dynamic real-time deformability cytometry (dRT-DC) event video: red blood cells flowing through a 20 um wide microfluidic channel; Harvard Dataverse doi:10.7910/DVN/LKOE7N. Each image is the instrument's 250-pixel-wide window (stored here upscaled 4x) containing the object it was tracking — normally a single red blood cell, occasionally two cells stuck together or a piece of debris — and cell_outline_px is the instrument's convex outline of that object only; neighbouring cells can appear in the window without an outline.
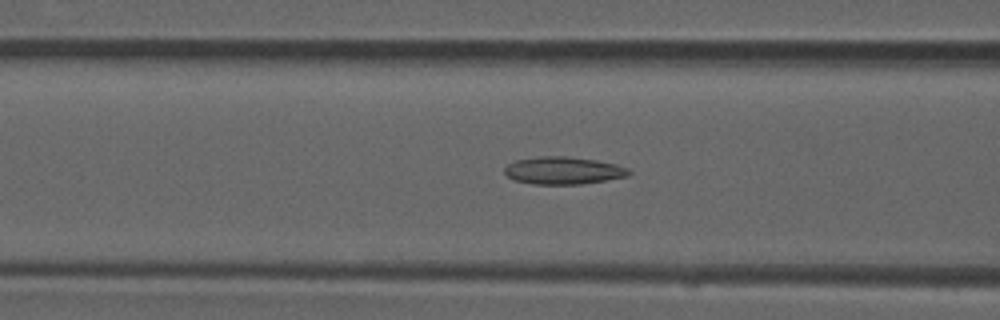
{"species": "common noctule bat (a hibernating species)", "species_latin": "Nyctalus noctula", "temperature_condition": "room temperature", "stored_images_in_passage": 49, "camera_frame_rate_fps": 3000, "um_per_image_px": 0.085, "animal": {"sex": "male", "forearm_length_mm": 52.5}, "frame": {"image": 1, "passage_image": 20, "time_ms": 6.333, "image_size_px": [1000, 320], "cell_outline_px": [[632, 172], [628, 176], [580, 184], [532, 184], [512, 180], [504, 172], [504, 168], [508, 164], [516, 160], [540, 156], [564, 156], [596, 160], [616, 164], [628, 168]], "centroid_in_image_um": [47.86, 14.49], "position_along_channel_um": 118.7, "area_um2": 19.88}}
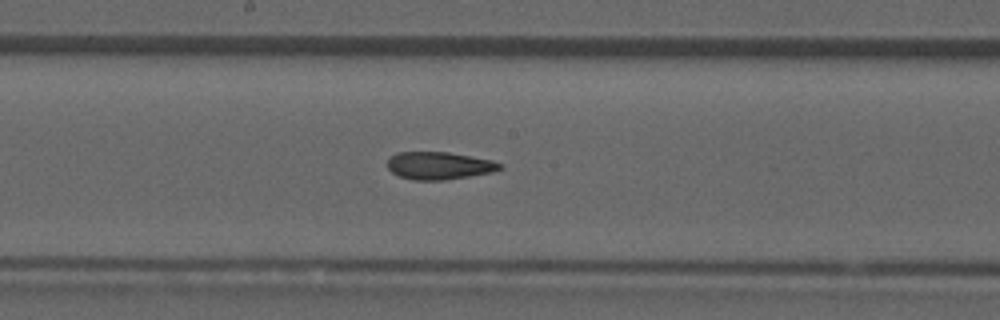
{"frame": {"image": 2, "passage_image": 27, "time_ms": 8.667, "image_size_px": [1000, 320], "cell_outline_px": [[504, 168], [492, 172], [444, 180], [412, 180], [400, 176], [392, 172], [388, 168], [388, 160], [396, 152], [448, 152], [492, 160], [504, 164]], "centroid_in_image_um": [37.35, 14.08], "position_along_channel_um": 210.8, "area_um2": 18.03}}
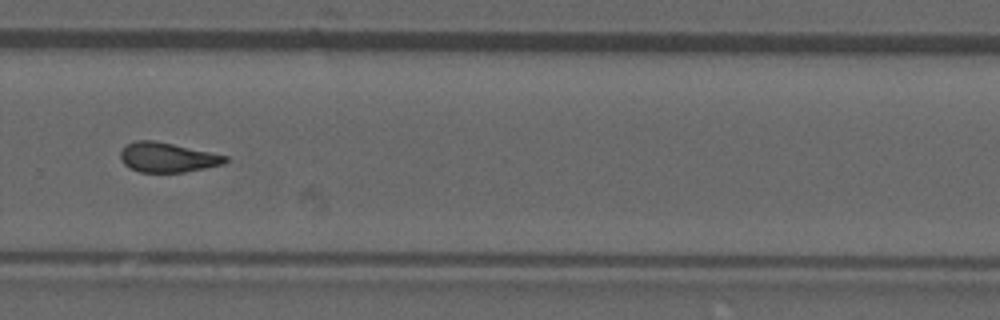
{"frame": {"image": 3, "passage_image": 35, "time_ms": 11.333, "image_size_px": [1000, 320], "cell_outline_px": [[228, 160], [224, 164], [184, 172], [140, 172], [124, 164], [120, 160], [120, 152], [128, 144], [136, 140], [152, 140], [172, 144], [228, 156]], "centroid_in_image_um": [14.23, 13.38], "position_along_channel_um": 315.6, "area_um2": 17.86}}